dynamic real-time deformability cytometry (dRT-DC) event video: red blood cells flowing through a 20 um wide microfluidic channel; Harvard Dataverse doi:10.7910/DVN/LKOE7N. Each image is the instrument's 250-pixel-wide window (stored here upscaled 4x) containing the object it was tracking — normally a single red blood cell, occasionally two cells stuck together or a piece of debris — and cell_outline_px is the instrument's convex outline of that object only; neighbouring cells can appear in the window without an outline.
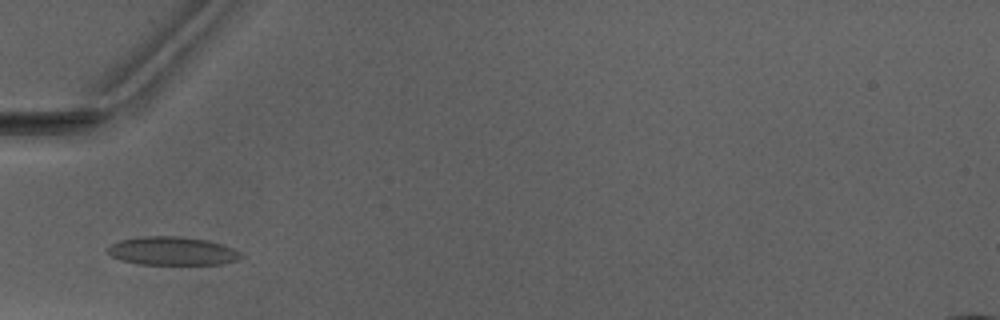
{"species": "Egyptian fruit bat (a non-hibernating species)", "species_latin": "Rousettus aegyptiacus", "temperature_condition": "warm", "stored_images_in_passage": 2, "camera_frame_rate_fps": 3000, "um_per_image_px": 0.085, "animal": {"sex": "male"}, "frame": {"image": 1, "passage_image": 2, "time_ms": 1.0, "image_size_px": [1000, 320], "cell_outline_px": [[244, 256], [240, 260], [220, 264], [136, 264], [120, 260], [112, 256], [108, 252], [108, 248], [112, 244], [120, 240], [140, 236], [180, 236], [208, 240], [232, 248], [240, 252]], "centroid_in_image_um": [14.66, 21.33], "position_along_channel_um": 70.3, "area_um2": 22.14}}